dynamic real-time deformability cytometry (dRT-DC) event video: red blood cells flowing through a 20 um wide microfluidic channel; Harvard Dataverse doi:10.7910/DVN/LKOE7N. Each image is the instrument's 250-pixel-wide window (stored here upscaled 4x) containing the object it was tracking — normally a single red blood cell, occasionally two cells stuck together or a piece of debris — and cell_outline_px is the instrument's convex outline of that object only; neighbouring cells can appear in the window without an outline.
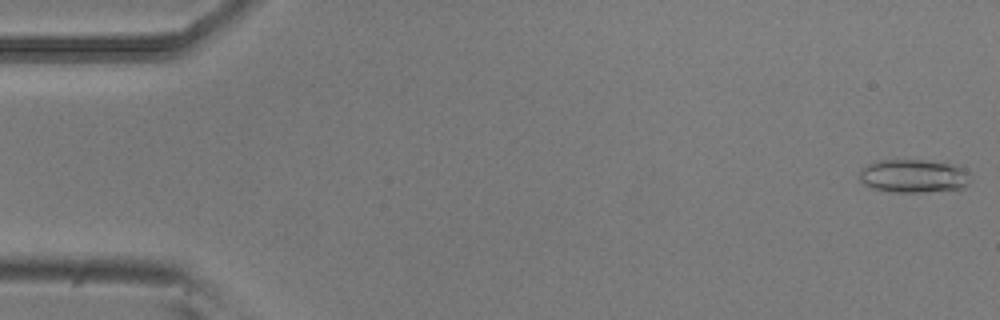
{"species": "common noctule bat (a hibernating species)", "species_latin": "Nyctalus noctula", "temperature_condition": "room temperature", "stored_images_in_passage": 53, "camera_frame_rate_fps": 3000, "um_per_image_px": 0.085, "animal": {"sex": "male", "body_mass_g": 20.5, "forearm_length_mm": 52.5}, "frame": {"image": 1, "passage_image": 1, "time_ms": 0.0, "image_size_px": [1000, 320], "cell_outline_px": [[968, 184], [964, 188], [920, 192], [892, 192], [876, 188], [864, 184], [860, 180], [860, 168], [872, 160], [924, 160], [956, 164], [968, 172]], "centroid_in_image_um": [77.62, 14.94], "position_along_channel_um": 7.4, "area_um2": 21.62}}
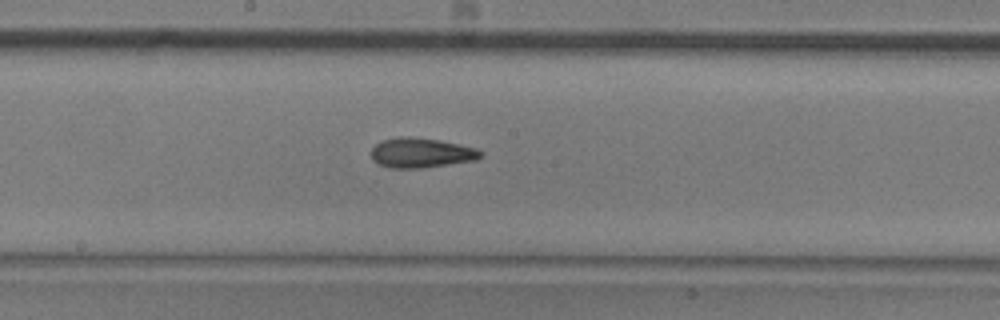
{"frame": {"image": 2, "passage_image": 28, "time_ms": 9.0, "image_size_px": [1000, 320], "cell_outline_px": [[484, 156], [476, 160], [420, 168], [388, 168], [372, 160], [372, 148], [380, 140], [400, 136], [408, 136], [440, 140], [460, 144], [476, 148], [484, 152]], "centroid_in_image_um": [35.81, 12.98], "position_along_channel_um": 212.4, "area_um2": 19.19}}
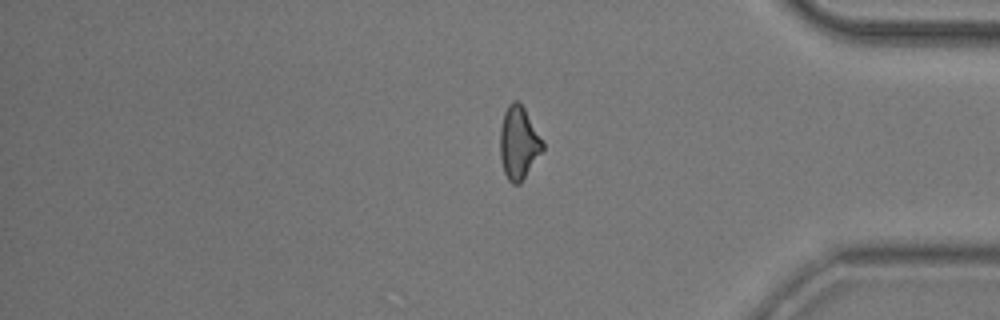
{"frame": {"image": 3, "passage_image": 44, "time_ms": 14.333, "image_size_px": [1000, 320], "cell_outline_px": [[544, 148], [520, 184], [512, 184], [508, 180], [504, 172], [500, 156], [500, 128], [504, 112], [508, 104], [512, 100], [516, 100], [524, 108], [544, 140]], "centroid_in_image_um": [44.09, 12.13], "position_along_channel_um": 391.1, "area_um2": 18.15}, "authors_computed_cell_mechanics": {"area_um2": 18.5538, "velocity_mm_per_s": 3.7761, "shape_relaxation_time_tau1_ms": 11.3625, "shape_relaxation_time_tau2_ms": 3.4328, "deformation_change_tau1": 0.2363, "deformation_change_tau2": 0.1268}}